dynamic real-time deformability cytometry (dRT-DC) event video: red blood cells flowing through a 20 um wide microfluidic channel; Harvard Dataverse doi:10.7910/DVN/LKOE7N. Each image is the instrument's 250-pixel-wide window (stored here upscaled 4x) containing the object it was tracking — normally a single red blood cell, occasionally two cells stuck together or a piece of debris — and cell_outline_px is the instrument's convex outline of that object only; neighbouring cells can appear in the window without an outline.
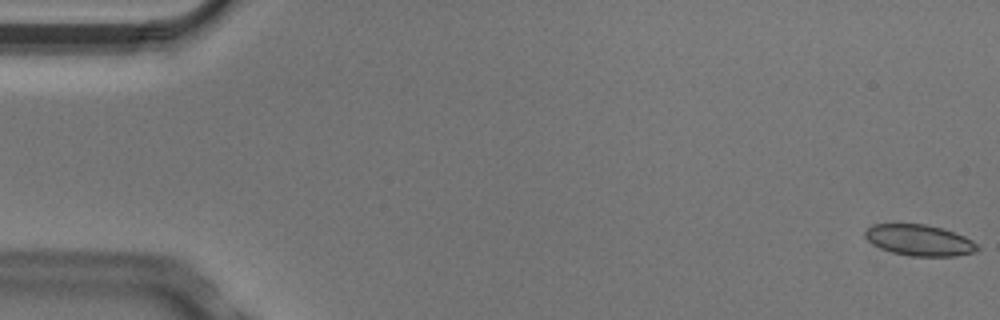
{"species": "Egyptian fruit bat (a non-hibernating species)", "species_latin": "Rousettus aegyptiacus", "temperature_condition": "cold", "stored_images_in_passage": 7, "camera_frame_rate_fps": 3000, "um_per_image_px": 0.085, "animal": {"sex": "male"}, "frame": {"image": 1, "passage_image": 1, "time_ms": 0.0, "image_size_px": [1000, 320], "cell_outline_px": [[980, 248], [976, 252], [956, 256], [912, 256], [892, 252], [880, 248], [872, 244], [864, 236], [864, 232], [868, 228], [876, 224], [924, 224], [944, 228], [964, 236], [972, 240]], "centroid_in_image_um": [78.17, 20.42], "position_along_channel_um": 6.8, "area_um2": 20.35}}
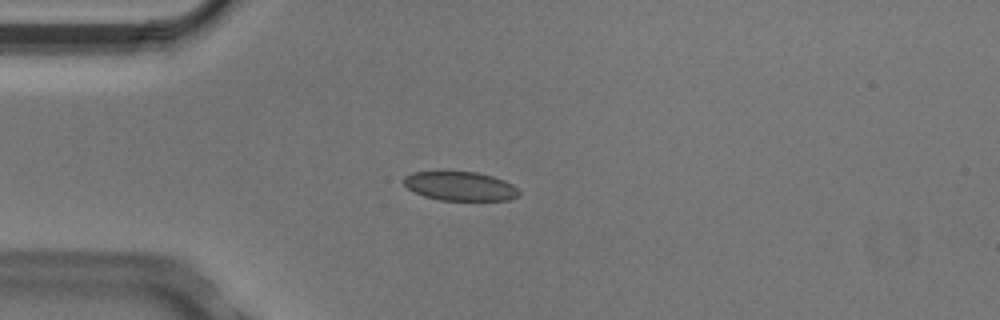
{"frame": {"image": 2, "passage_image": 4, "time_ms": 1.0, "image_size_px": [1000, 320], "cell_outline_px": [[520, 196], [508, 200], [440, 200], [424, 196], [408, 188], [404, 184], [404, 176], [412, 172], [440, 168], [476, 172], [492, 176], [504, 180], [512, 184], [520, 192]], "centroid_in_image_um": [39.07, 15.77], "position_along_channel_um": 45.9, "area_um2": 20.29}}
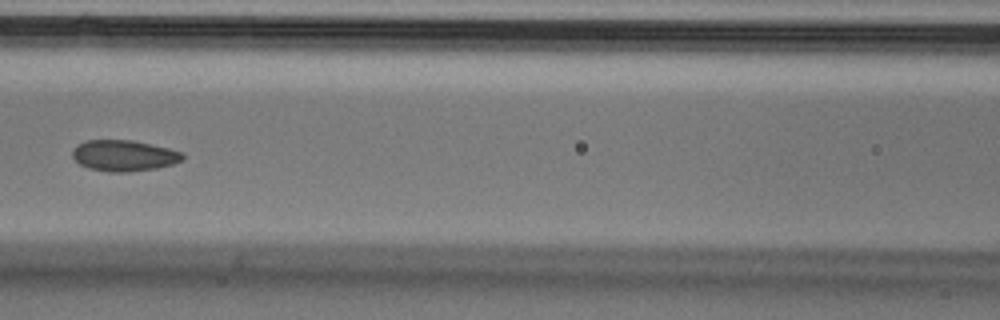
{"frame": {"image": 3, "passage_image": 7, "time_ms": 2.0, "image_size_px": [1000, 320], "cell_outline_px": [[184, 160], [172, 164], [156, 168], [128, 172], [108, 172], [88, 168], [80, 164], [72, 156], [72, 148], [76, 144], [88, 140], [132, 140], [168, 148], [180, 152], [184, 156]], "centroid_in_image_um": [10.5, 13.23], "position_along_channel_um": 156.1, "area_um2": 19.94}}